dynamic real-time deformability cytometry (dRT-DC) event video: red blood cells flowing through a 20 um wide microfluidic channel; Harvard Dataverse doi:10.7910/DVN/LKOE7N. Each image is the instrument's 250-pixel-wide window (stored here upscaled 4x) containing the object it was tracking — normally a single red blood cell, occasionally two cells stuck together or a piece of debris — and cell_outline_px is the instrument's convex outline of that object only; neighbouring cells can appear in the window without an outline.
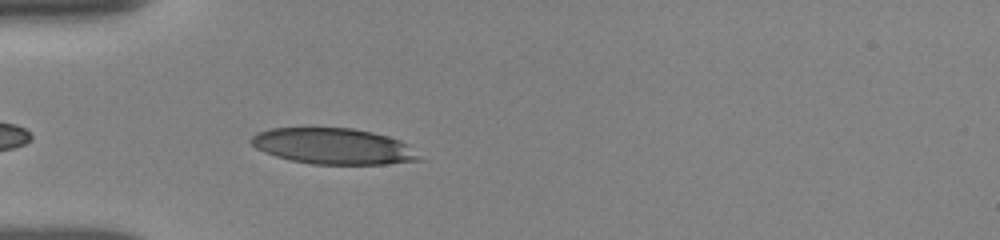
{"species": "human", "species_latin": "Homo sapiens", "temperature_condition": "room temperature", "stored_images_in_passage": 35, "camera_frame_rate_fps": 3000, "um_per_image_px": 0.085, "donor": {"sex": "female"}, "frame": {"image": 1, "passage_image": 3, "time_ms": 0.667, "image_size_px": [1000, 240], "cell_outline_px": [[424, 160], [388, 164], [312, 164], [292, 160], [276, 156], [264, 152], [256, 148], [248, 140], [252, 136], [260, 132], [272, 128], [352, 128], [372, 132], [388, 136], [400, 140], [408, 144]], "centroid_in_image_um": [28.37, 12.43], "position_along_channel_um": 56.6, "area_um2": 35.2}}
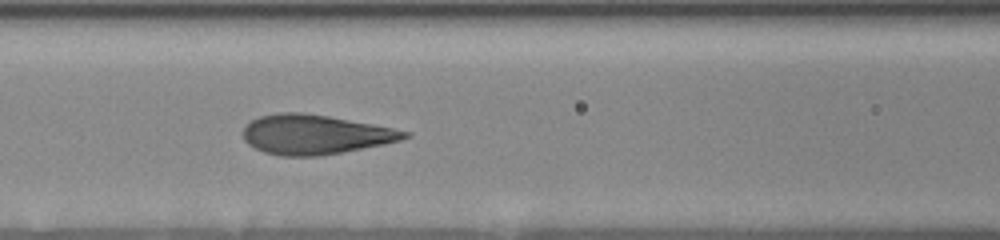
{"frame": {"image": 2, "passage_image": 10, "time_ms": 3.0, "image_size_px": [1000, 240], "cell_outline_px": [[412, 136], [400, 140], [384, 144], [340, 152], [316, 156], [280, 156], [264, 152], [248, 144], [244, 140], [244, 128], [252, 120], [260, 116], [280, 112], [300, 112], [328, 116], [372, 124], [412, 132]], "centroid_in_image_um": [26.78, 11.43], "position_along_channel_um": 139.8, "area_um2": 36.88}}
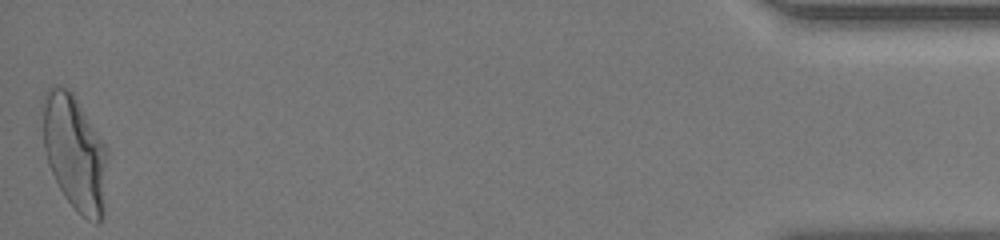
{"frame": {"image": 3, "passage_image": 35, "time_ms": 12.667, "image_size_px": [1000, 240], "cell_outline_px": [[108, 152], [100, 220], [96, 224], [80, 216], [76, 212], [64, 196], [48, 164], [44, 148], [40, 104], [44, 92], [52, 84], [56, 84], [68, 88], [72, 92], [104, 144]], "centroid_in_image_um": [6.28, 12.9], "position_along_channel_um": 428.9, "area_um2": 43.47}, "authors_computed_cell_mechanics": {"area_um2": 36.703, "velocity_mm_per_s": 3.8654, "shape_relaxation_time_tau1_ms": 3.5315, "shape_relaxation_time_tau2_ms": null, "deformation_change_tau1": 0.1721, "deformation_change_tau2": null}}